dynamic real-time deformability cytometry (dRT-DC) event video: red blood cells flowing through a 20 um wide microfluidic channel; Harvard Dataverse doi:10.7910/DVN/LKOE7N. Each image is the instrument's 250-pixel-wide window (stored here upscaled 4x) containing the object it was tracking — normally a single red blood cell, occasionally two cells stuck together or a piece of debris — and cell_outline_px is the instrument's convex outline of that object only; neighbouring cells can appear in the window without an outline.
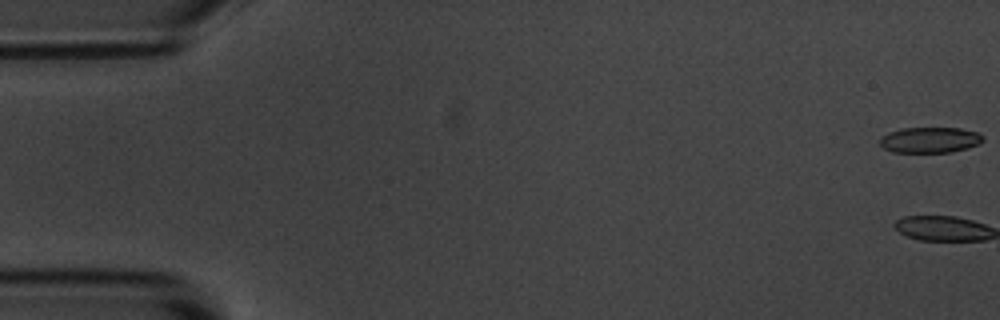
{"species": "common noctule bat (a hibernating species)", "species_latin": "Nyctalus noctula", "temperature_condition": "room temperature", "stored_images_in_passage": 56, "camera_frame_rate_fps": 3000, "um_per_image_px": 0.085, "animal": {"sex": "male", "body_mass_g": 20.1, "forearm_length_mm": 53.5}, "frame": {"image": 1, "passage_image": 1, "time_ms": 0.0, "image_size_px": [1000, 320], "cell_outline_px": [[984, 140], [980, 144], [968, 148], [952, 152], [892, 152], [884, 148], [880, 144], [880, 140], [888, 132], [900, 128], [960, 128], [980, 132], [984, 136]], "centroid_in_image_um": [79.11, 11.89], "position_along_channel_um": 5.9, "area_um2": 15.61}, "authors_computed_cell_mechanics": {"area_um2": 17.8891, "velocity_mm_per_s": 3.6146, "shape_relaxation_time_tau1_ms": 1.5561, "shape_relaxation_time_tau2_ms": 2.2612, "deformation_change_tau1": 0.2354, "deformation_change_tau2": 0.1064}}